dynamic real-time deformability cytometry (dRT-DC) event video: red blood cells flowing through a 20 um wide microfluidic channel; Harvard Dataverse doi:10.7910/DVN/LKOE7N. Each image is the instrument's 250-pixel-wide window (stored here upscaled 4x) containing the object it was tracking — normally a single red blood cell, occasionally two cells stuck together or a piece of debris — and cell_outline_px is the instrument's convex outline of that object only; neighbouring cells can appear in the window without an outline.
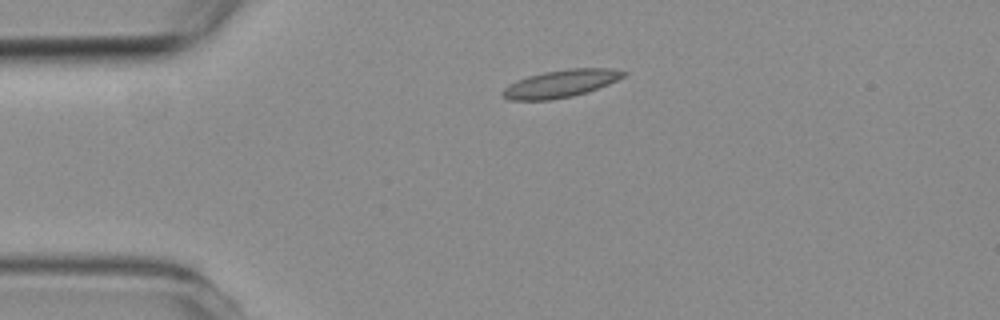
{"species": "common noctule bat (a hibernating species)", "species_latin": "Nyctalus noctula", "temperature_condition": "room temperature", "stored_images_in_passage": 4, "camera_frame_rate_fps": 3000, "um_per_image_px": 0.085, "animal": {"sex": "female", "body_mass_g": 19.3, "forearm_length_mm": 54.1}, "frame": {"image": 1, "passage_image": 4, "time_ms": 4.333, "image_size_px": [1000, 320], "cell_outline_px": [[628, 72], [624, 76], [608, 84], [588, 92], [572, 96], [548, 100], [508, 100], [500, 92], [508, 84], [516, 80], [528, 76], [544, 72], [568, 68], [612, 68]], "centroid_in_image_um": [47.65, 7.1], "position_along_channel_um": 37.4, "area_um2": 19.42}}